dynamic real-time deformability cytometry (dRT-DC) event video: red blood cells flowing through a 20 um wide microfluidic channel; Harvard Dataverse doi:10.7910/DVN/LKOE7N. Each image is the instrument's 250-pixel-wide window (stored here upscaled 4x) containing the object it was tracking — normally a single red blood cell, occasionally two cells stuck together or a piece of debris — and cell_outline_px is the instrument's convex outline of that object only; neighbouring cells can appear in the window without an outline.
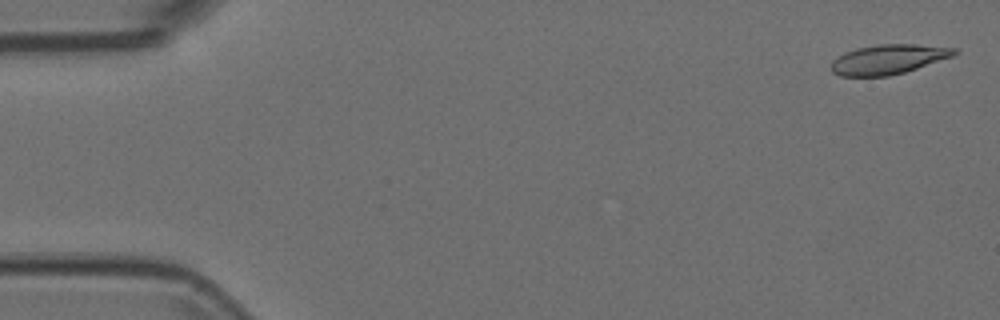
{"species": "Egyptian fruit bat (a non-hibernating species)", "species_latin": "Rousettus aegyptiacus", "temperature_condition": "room temperature", "stored_images_in_passage": 51, "camera_frame_rate_fps": 3000, "um_per_image_px": 0.085, "animal": {"sex": "female"}, "frame": {"image": 1, "passage_image": 2, "time_ms": 0.333, "image_size_px": [1000, 320], "cell_outline_px": [[960, 52], [952, 56], [904, 72], [888, 76], [840, 76], [832, 72], [832, 60], [844, 52], [856, 48], [876, 44], [916, 44], [956, 48]], "centroid_in_image_um": [75.49, 5.03], "position_along_channel_um": 9.5, "area_um2": 21.21}}
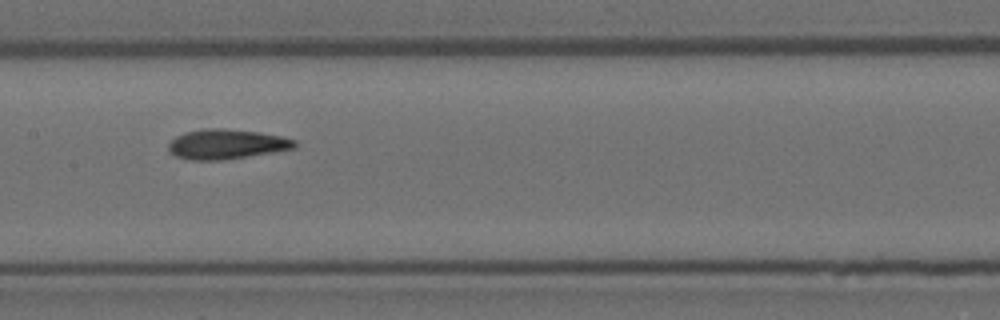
{"frame": {"image": 2, "passage_image": 27, "time_ms": 8.667, "image_size_px": [1000, 320], "cell_outline_px": [[296, 148], [224, 160], [188, 160], [176, 156], [168, 148], [168, 144], [176, 136], [184, 132], [208, 128], [224, 128], [256, 132], [280, 136], [296, 140]], "centroid_in_image_um": [19.24, 12.25], "position_along_channel_um": 188.2, "area_um2": 21.79}}
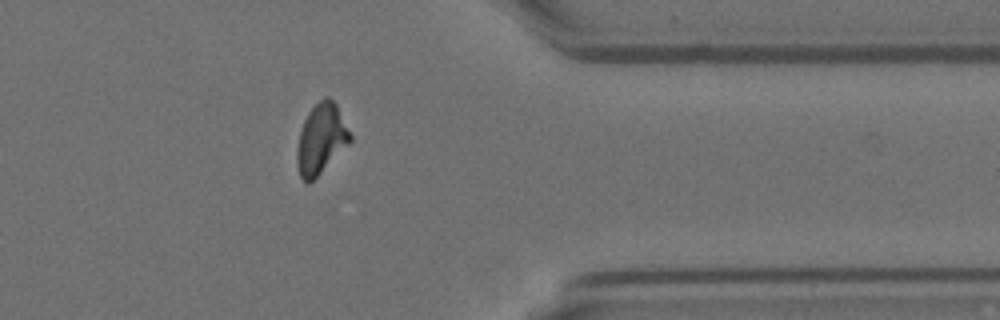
{"frame": {"image": 3, "passage_image": 44, "time_ms": 14.333, "image_size_px": [1000, 320], "cell_outline_px": [[352, 140], [308, 184], [300, 176], [296, 160], [296, 152], [300, 132], [304, 120], [308, 112], [324, 96], [328, 96], [336, 104], [352, 136]], "centroid_in_image_um": [27.28, 11.78], "position_along_channel_um": 384.1, "area_um2": 21.21}}